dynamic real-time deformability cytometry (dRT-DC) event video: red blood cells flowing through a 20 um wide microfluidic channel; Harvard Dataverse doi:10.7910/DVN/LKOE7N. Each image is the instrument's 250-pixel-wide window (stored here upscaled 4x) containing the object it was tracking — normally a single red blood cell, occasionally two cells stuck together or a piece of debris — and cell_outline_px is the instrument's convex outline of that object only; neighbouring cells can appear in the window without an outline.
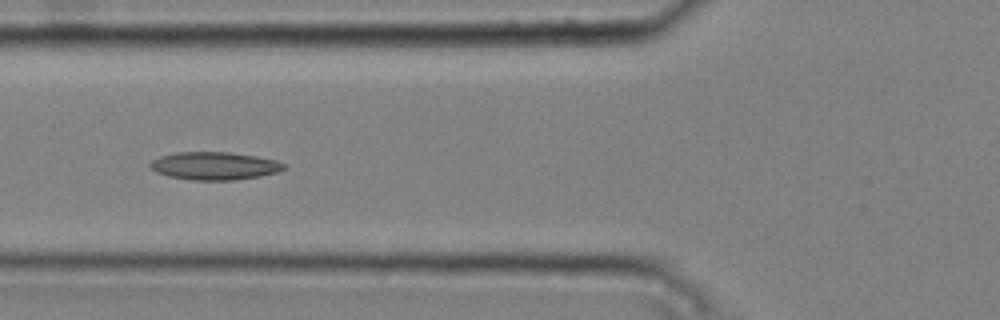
{"species": "common noctule bat (a hibernating species)", "species_latin": "Nyctalus noctula", "temperature_condition": "cold", "stored_images_in_passage": 7, "camera_frame_rate_fps": 3000, "um_per_image_px": 0.085, "animal": {"sex": "male", "body_mass_g": 20.4}, "frame": {"image": 1, "passage_image": 6, "time_ms": 1.667, "image_size_px": [1000, 320], "cell_outline_px": [[288, 168], [276, 172], [260, 176], [236, 180], [192, 180], [168, 176], [156, 172], [148, 164], [152, 160], [160, 156], [176, 152], [228, 152], [256, 156], [276, 160], [284, 164]], "centroid_in_image_um": [18.23, 14.1], "position_along_channel_um": 107.6, "area_um2": 21.73}}
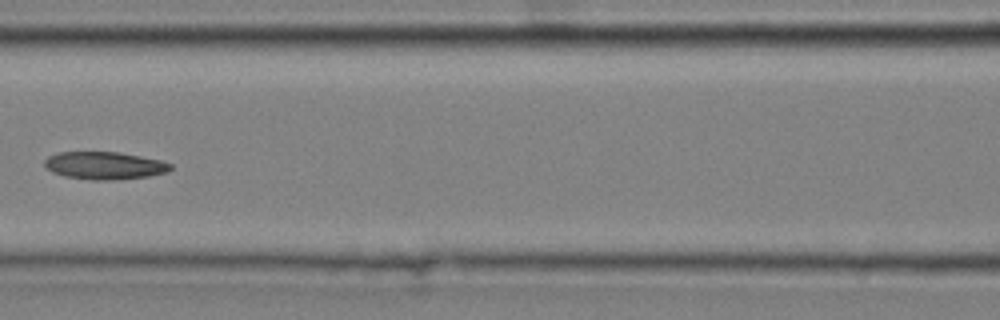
{"frame": {"image": 2, "passage_image": 7, "time_ms": 2.0, "image_size_px": [1000, 320], "cell_outline_px": [[172, 168], [168, 172], [148, 176], [112, 180], [92, 180], [64, 176], [52, 172], [44, 164], [44, 160], [48, 156], [56, 152], [120, 152], [160, 160], [172, 164]], "centroid_in_image_um": [8.88, 14.07], "position_along_channel_um": 157.7, "area_um2": 20.29}}